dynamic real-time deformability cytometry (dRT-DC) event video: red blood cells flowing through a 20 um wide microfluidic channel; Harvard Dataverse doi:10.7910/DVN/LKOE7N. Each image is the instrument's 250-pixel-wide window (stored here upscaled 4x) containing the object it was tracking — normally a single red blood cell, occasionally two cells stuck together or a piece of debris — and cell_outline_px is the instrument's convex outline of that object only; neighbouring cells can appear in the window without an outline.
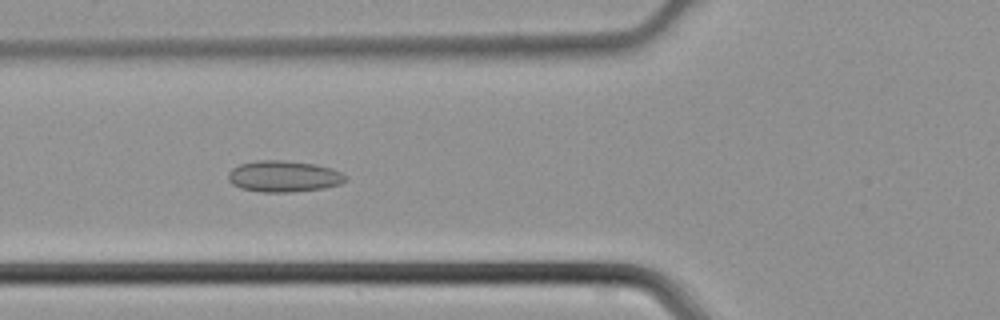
{"species": "common noctule bat (a hibernating species)", "species_latin": "Nyctalus noctula", "temperature_condition": "cold", "stored_images_in_passage": 42, "camera_frame_rate_fps": 3000, "um_per_image_px": 0.085, "animal": {"sex": "male", "body_mass_g": 21.5, "forearm_length_mm": 52.0}, "frame": {"image": 1, "passage_image": 14, "time_ms": 4.333, "image_size_px": [1000, 320], "cell_outline_px": [[348, 180], [340, 184], [324, 188], [292, 192], [260, 192], [240, 188], [232, 184], [228, 180], [228, 172], [232, 168], [240, 164], [256, 160], [284, 160], [316, 164], [340, 172], [348, 176]], "centroid_in_image_um": [24.1, 14.99], "position_along_channel_um": 101.7, "area_um2": 21.56}}
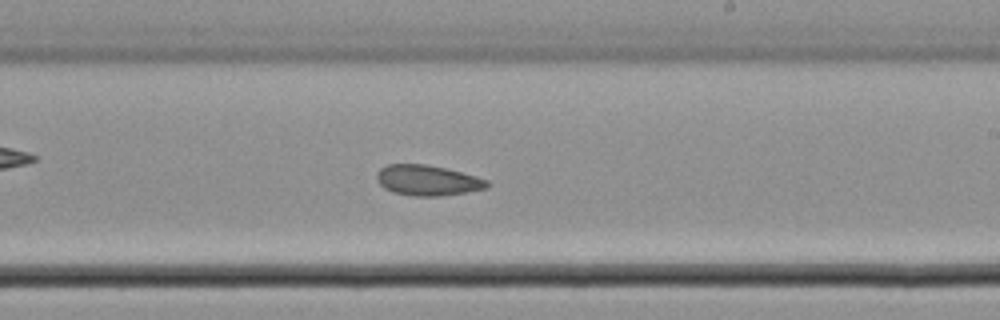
{"frame": {"image": 2, "passage_image": 24, "time_ms": 7.667, "image_size_px": [1000, 320], "cell_outline_px": [[492, 184], [488, 188], [440, 196], [416, 196], [392, 192], [384, 188], [376, 180], [376, 172], [380, 168], [388, 164], [424, 164], [444, 168], [476, 176], [488, 180]], "centroid_in_image_um": [36.33, 15.33], "position_along_channel_um": 252.7, "area_um2": 19.59}}
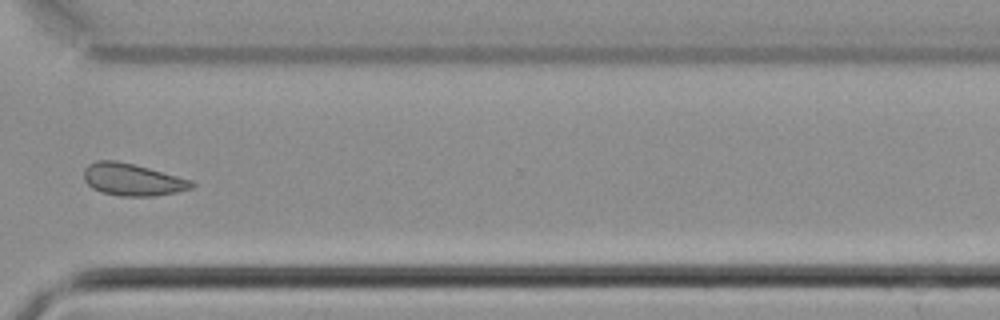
{"frame": {"image": 3, "passage_image": 31, "time_ms": 10.0, "image_size_px": [1000, 320], "cell_outline_px": [[196, 184], [192, 188], [176, 192], [152, 196], [120, 196], [100, 192], [92, 188], [84, 180], [84, 168], [88, 164], [96, 160], [116, 160], [148, 168], [192, 180]], "centroid_in_image_um": [11.23, 15.27], "position_along_channel_um": 359.4, "area_um2": 20.17}}